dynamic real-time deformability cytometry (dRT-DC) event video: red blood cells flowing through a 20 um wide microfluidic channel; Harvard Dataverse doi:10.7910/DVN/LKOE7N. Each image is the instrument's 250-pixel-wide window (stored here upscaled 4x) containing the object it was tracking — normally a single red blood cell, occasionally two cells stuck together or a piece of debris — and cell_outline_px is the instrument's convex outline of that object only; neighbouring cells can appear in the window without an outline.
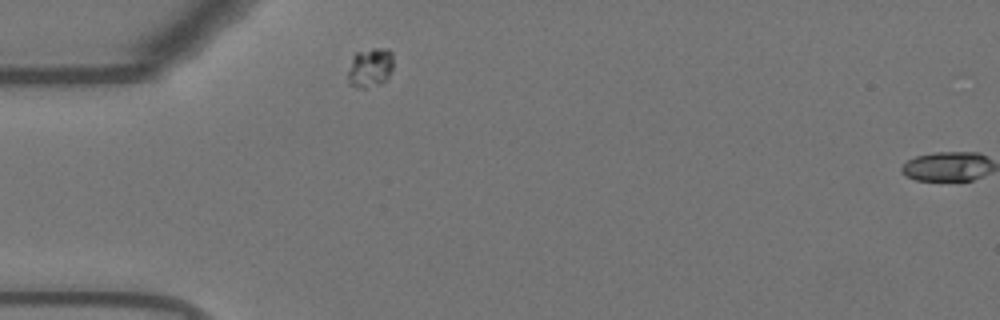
{"species": "Egyptian fruit bat (a non-hibernating species)", "species_latin": "Rousettus aegyptiacus", "temperature_condition": "warm", "stored_images_in_passage": 2, "camera_frame_rate_fps": 3000, "um_per_image_px": 0.085, "animal": {"sex": "female"}, "frame": {"image": 1, "passage_image": 1, "time_ms": 0.0, "image_size_px": [1000, 320], "cell_outline_px": [[392, 68], [388, 80], [380, 84], [364, 88], [360, 88], [348, 84], [348, 72], [352, 56], [356, 52], [372, 48], [388, 48], [392, 52]], "centroid_in_image_um": [31.46, 5.74], "position_along_channel_um": 53.5, "area_um2": 10.64}}